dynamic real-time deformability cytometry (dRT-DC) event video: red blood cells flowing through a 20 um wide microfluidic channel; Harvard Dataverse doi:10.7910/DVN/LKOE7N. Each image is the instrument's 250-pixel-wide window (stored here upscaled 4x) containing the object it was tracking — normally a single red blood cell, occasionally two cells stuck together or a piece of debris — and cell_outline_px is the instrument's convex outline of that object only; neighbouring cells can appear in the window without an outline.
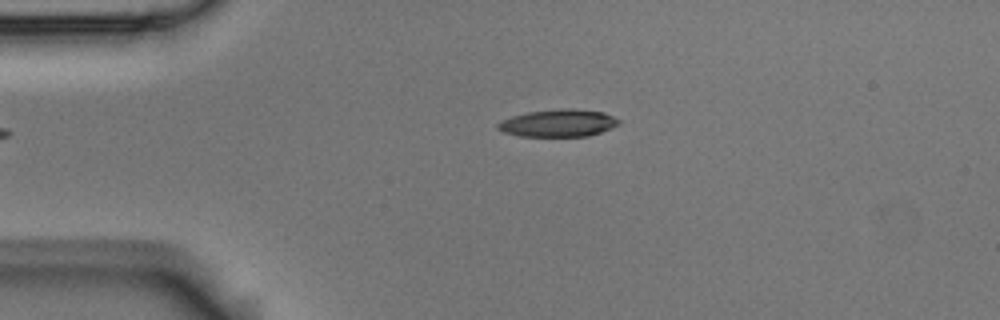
{"species": "Egyptian fruit bat (a non-hibernating species)", "species_latin": "Rousettus aegyptiacus", "temperature_condition": "room temperature", "stored_images_in_passage": 43, "camera_frame_rate_fps": 3000, "um_per_image_px": 0.085, "animal": {"sex": "male"}, "frame": {"image": 1, "passage_image": 1, "time_ms": 0.0, "image_size_px": [1000, 320], "cell_outline_px": [[620, 124], [612, 128], [588, 136], [520, 136], [504, 132], [496, 128], [496, 124], [512, 116], [528, 112], [564, 108], [572, 108], [604, 112], [620, 120]], "centroid_in_image_um": [47.48, 10.46], "position_along_channel_um": 37.5, "area_um2": 19.25}}
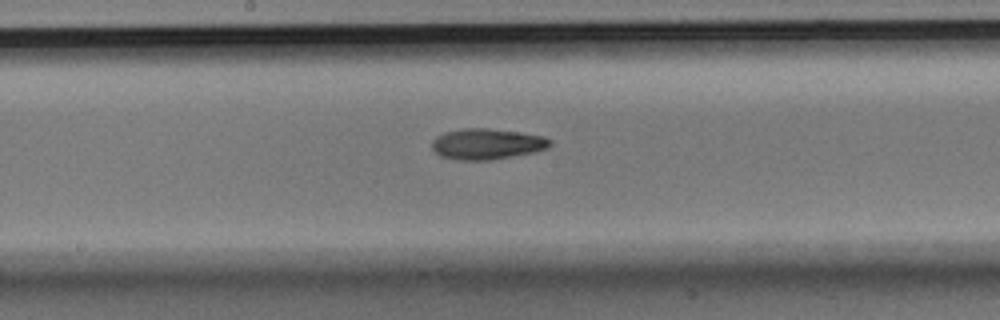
{"frame": {"image": 2, "passage_image": 17, "time_ms": 5.333, "image_size_px": [1000, 320], "cell_outline_px": [[552, 144], [548, 148], [536, 152], [492, 160], [456, 160], [440, 156], [432, 148], [432, 140], [436, 136], [444, 132], [464, 128], [484, 128], [516, 132], [544, 136], [552, 140]], "centroid_in_image_um": [41.39, 12.25], "position_along_channel_um": 206.8, "area_um2": 21.33}}
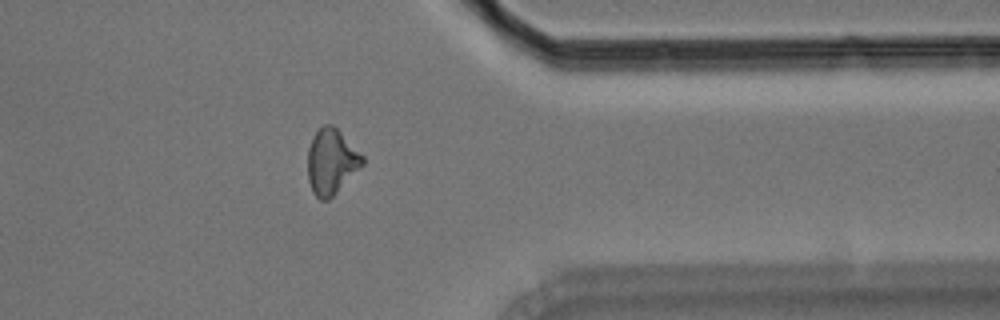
{"frame": {"image": 3, "passage_image": 32, "time_ms": 10.333, "image_size_px": [1000, 320], "cell_outline_px": [[364, 164], [328, 200], [320, 200], [312, 192], [308, 180], [308, 148], [312, 136], [324, 124], [332, 124], [364, 156]], "centroid_in_image_um": [28.15, 13.73], "position_along_channel_um": 383.2, "area_um2": 20.69}, "authors_computed_cell_mechanics": {"area_um2": 20.23, "velocity_mm_per_s": 3.7513, "shape_relaxation_time_tau1_ms": 4.1797, "shape_relaxation_time_tau2_ms": 4.8648, "deformation_change_tau1": 0.1556, "deformation_change_tau2": 0.1412}}